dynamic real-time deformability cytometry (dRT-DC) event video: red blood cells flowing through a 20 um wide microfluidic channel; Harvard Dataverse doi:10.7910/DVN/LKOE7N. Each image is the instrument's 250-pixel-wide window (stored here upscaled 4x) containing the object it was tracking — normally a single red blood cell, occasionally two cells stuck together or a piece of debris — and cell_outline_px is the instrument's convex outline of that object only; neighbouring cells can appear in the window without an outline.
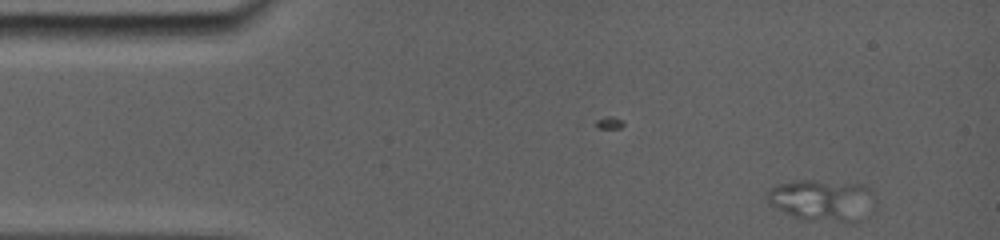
{"species": "common noctule bat (a hibernating species)", "species_latin": "Nyctalus noctula", "temperature_condition": "room temperature", "stored_images_in_passage": 16, "camera_frame_rate_fps": 5000, "um_per_image_px": 0.085, "animal": {"sex": "female", "body_mass_g": 19.0, "forearm_length_mm": 56.7}, "frame": {"image": 1, "passage_image": 1, "time_ms": 0.0, "image_size_px": [1000, 240], "cell_outline_px": [[868, 192], [860, 220], [852, 224], [848, 224], [804, 220], [784, 212], [776, 208], [764, 196], [764, 192], [780, 184], [808, 180], [864, 188]], "centroid_in_image_um": [69.64, 17.1], "position_along_channel_um": 15.4, "area_um2": 24.16}}